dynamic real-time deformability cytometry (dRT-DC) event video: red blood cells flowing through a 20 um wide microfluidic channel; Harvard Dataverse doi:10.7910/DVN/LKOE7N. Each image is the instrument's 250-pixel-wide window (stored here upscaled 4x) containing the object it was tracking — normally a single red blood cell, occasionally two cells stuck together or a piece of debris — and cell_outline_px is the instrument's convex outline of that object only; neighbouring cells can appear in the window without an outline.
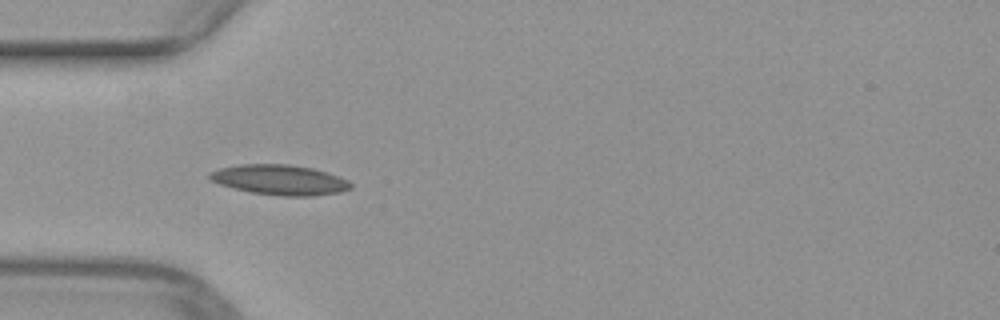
{"species": "common noctule bat (a hibernating species)", "species_latin": "Nyctalus noctula", "temperature_condition": "warm", "stored_images_in_passage": 18, "camera_frame_rate_fps": 3000, "um_per_image_px": 0.085, "animal": {"sex": "female", "body_mass_g": 29.2, "forearm_length_mm": 56.3}, "frame": {"image": 1, "passage_image": 1, "time_ms": 0.0, "image_size_px": [1000, 320], "cell_outline_px": [[352, 188], [340, 192], [312, 196], [280, 196], [252, 192], [232, 188], [208, 180], [208, 172], [220, 168], [240, 164], [288, 164], [312, 168], [328, 172], [348, 180], [352, 184]], "centroid_in_image_um": [23.76, 15.28], "position_along_channel_um": 61.2, "area_um2": 24.91}}
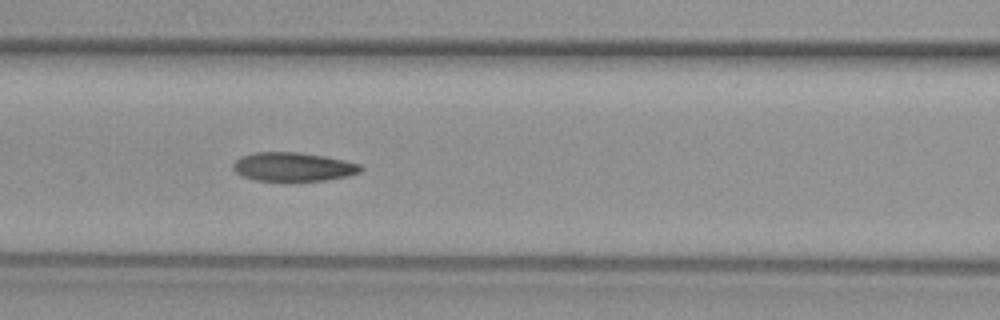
{"frame": {"image": 2, "passage_image": 7, "time_ms": 2.0, "image_size_px": [1000, 320], "cell_outline_px": [[364, 168], [360, 172], [348, 176], [324, 180], [288, 184], [256, 180], [244, 176], [236, 172], [232, 168], [232, 164], [240, 156], [252, 152], [296, 152], [324, 156], [344, 160], [360, 164]], "centroid_in_image_um": [24.9, 14.22], "position_along_channel_um": 141.7, "area_um2": 22.25}}
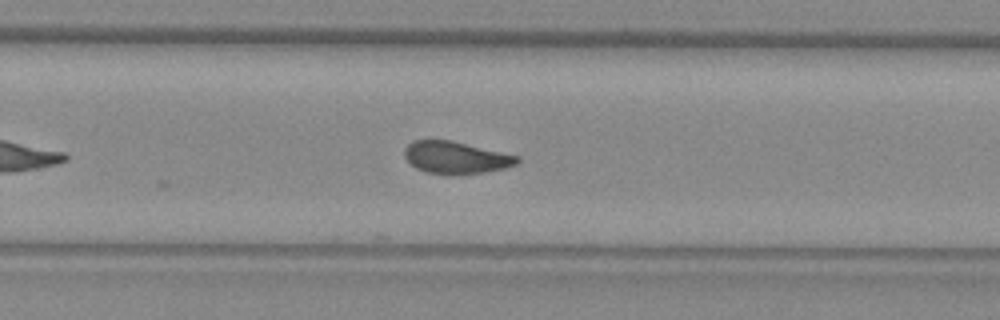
{"frame": {"image": 3, "passage_image": 18, "time_ms": 5.667, "image_size_px": [1000, 320], "cell_outline_px": [[520, 160], [516, 164], [508, 168], [484, 172], [452, 176], [448, 176], [424, 172], [416, 168], [404, 156], [404, 148], [412, 140], [452, 140], [520, 156]], "centroid_in_image_um": [38.76, 13.41], "position_along_channel_um": 291.0, "area_um2": 21.62}}